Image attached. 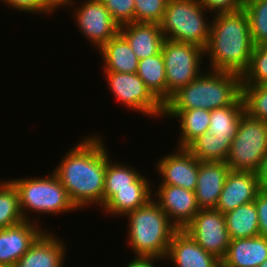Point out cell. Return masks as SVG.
<instances>
[{
    "label": "cell",
    "mask_w": 267,
    "mask_h": 267,
    "mask_svg": "<svg viewBox=\"0 0 267 267\" xmlns=\"http://www.w3.org/2000/svg\"><path fill=\"white\" fill-rule=\"evenodd\" d=\"M83 139V140H82ZM66 152L53 173L80 210L103 206L106 164L110 152L99 134L85 136Z\"/></svg>",
    "instance_id": "obj_1"
},
{
    "label": "cell",
    "mask_w": 267,
    "mask_h": 267,
    "mask_svg": "<svg viewBox=\"0 0 267 267\" xmlns=\"http://www.w3.org/2000/svg\"><path fill=\"white\" fill-rule=\"evenodd\" d=\"M210 34L204 54L209 65L207 69L232 72L241 75L247 70L254 43L250 32L247 12L212 14Z\"/></svg>",
    "instance_id": "obj_2"
},
{
    "label": "cell",
    "mask_w": 267,
    "mask_h": 267,
    "mask_svg": "<svg viewBox=\"0 0 267 267\" xmlns=\"http://www.w3.org/2000/svg\"><path fill=\"white\" fill-rule=\"evenodd\" d=\"M241 97V75L207 69L171 96L164 104L163 118L173 119L180 110H213L234 105Z\"/></svg>",
    "instance_id": "obj_3"
},
{
    "label": "cell",
    "mask_w": 267,
    "mask_h": 267,
    "mask_svg": "<svg viewBox=\"0 0 267 267\" xmlns=\"http://www.w3.org/2000/svg\"><path fill=\"white\" fill-rule=\"evenodd\" d=\"M127 241L134 256L165 259L173 234L178 228L166 213L151 199L146 205L128 212Z\"/></svg>",
    "instance_id": "obj_4"
},
{
    "label": "cell",
    "mask_w": 267,
    "mask_h": 267,
    "mask_svg": "<svg viewBox=\"0 0 267 267\" xmlns=\"http://www.w3.org/2000/svg\"><path fill=\"white\" fill-rule=\"evenodd\" d=\"M8 180L17 189L20 210L23 218L27 221L31 220L40 224L39 217L43 214L52 216L79 211L53 172H50L48 176L44 175V177H21ZM32 212L36 216L38 214L39 217L29 218ZM28 213L30 214L28 215Z\"/></svg>",
    "instance_id": "obj_5"
},
{
    "label": "cell",
    "mask_w": 267,
    "mask_h": 267,
    "mask_svg": "<svg viewBox=\"0 0 267 267\" xmlns=\"http://www.w3.org/2000/svg\"><path fill=\"white\" fill-rule=\"evenodd\" d=\"M206 13L213 14L199 0H168L159 23L164 38L195 44L205 49L211 25Z\"/></svg>",
    "instance_id": "obj_6"
},
{
    "label": "cell",
    "mask_w": 267,
    "mask_h": 267,
    "mask_svg": "<svg viewBox=\"0 0 267 267\" xmlns=\"http://www.w3.org/2000/svg\"><path fill=\"white\" fill-rule=\"evenodd\" d=\"M267 154V121L243 113L226 164L232 171L257 173Z\"/></svg>",
    "instance_id": "obj_7"
},
{
    "label": "cell",
    "mask_w": 267,
    "mask_h": 267,
    "mask_svg": "<svg viewBox=\"0 0 267 267\" xmlns=\"http://www.w3.org/2000/svg\"><path fill=\"white\" fill-rule=\"evenodd\" d=\"M161 53L166 70L167 102L175 92L203 72L201 65L205 54L200 46L169 39L163 41Z\"/></svg>",
    "instance_id": "obj_8"
},
{
    "label": "cell",
    "mask_w": 267,
    "mask_h": 267,
    "mask_svg": "<svg viewBox=\"0 0 267 267\" xmlns=\"http://www.w3.org/2000/svg\"><path fill=\"white\" fill-rule=\"evenodd\" d=\"M110 93L128 110L146 117L163 118L164 105L151 93L137 73L103 71Z\"/></svg>",
    "instance_id": "obj_9"
},
{
    "label": "cell",
    "mask_w": 267,
    "mask_h": 267,
    "mask_svg": "<svg viewBox=\"0 0 267 267\" xmlns=\"http://www.w3.org/2000/svg\"><path fill=\"white\" fill-rule=\"evenodd\" d=\"M62 8L74 10L72 17H74L77 29L92 43V47H96V50H100L120 32V26L101 0H83L80 3L76 0H63Z\"/></svg>",
    "instance_id": "obj_10"
},
{
    "label": "cell",
    "mask_w": 267,
    "mask_h": 267,
    "mask_svg": "<svg viewBox=\"0 0 267 267\" xmlns=\"http://www.w3.org/2000/svg\"><path fill=\"white\" fill-rule=\"evenodd\" d=\"M183 230L207 252L220 260L225 257L230 237L222 212L216 209H200Z\"/></svg>",
    "instance_id": "obj_11"
},
{
    "label": "cell",
    "mask_w": 267,
    "mask_h": 267,
    "mask_svg": "<svg viewBox=\"0 0 267 267\" xmlns=\"http://www.w3.org/2000/svg\"><path fill=\"white\" fill-rule=\"evenodd\" d=\"M168 154V155H167ZM156 161L155 170L160 180L157 186H179L186 190L195 191L199 161L186 149L175 148Z\"/></svg>",
    "instance_id": "obj_12"
},
{
    "label": "cell",
    "mask_w": 267,
    "mask_h": 267,
    "mask_svg": "<svg viewBox=\"0 0 267 267\" xmlns=\"http://www.w3.org/2000/svg\"><path fill=\"white\" fill-rule=\"evenodd\" d=\"M152 186L154 187L152 199L155 200L178 229H183L200 210L196 201L195 191L186 190L175 185L157 186L158 190L155 189L156 186Z\"/></svg>",
    "instance_id": "obj_13"
},
{
    "label": "cell",
    "mask_w": 267,
    "mask_h": 267,
    "mask_svg": "<svg viewBox=\"0 0 267 267\" xmlns=\"http://www.w3.org/2000/svg\"><path fill=\"white\" fill-rule=\"evenodd\" d=\"M24 220L19 224L0 229V265H15L36 239L48 228Z\"/></svg>",
    "instance_id": "obj_14"
},
{
    "label": "cell",
    "mask_w": 267,
    "mask_h": 267,
    "mask_svg": "<svg viewBox=\"0 0 267 267\" xmlns=\"http://www.w3.org/2000/svg\"><path fill=\"white\" fill-rule=\"evenodd\" d=\"M165 261H171L175 267H221V260L197 244L183 229L173 234Z\"/></svg>",
    "instance_id": "obj_15"
},
{
    "label": "cell",
    "mask_w": 267,
    "mask_h": 267,
    "mask_svg": "<svg viewBox=\"0 0 267 267\" xmlns=\"http://www.w3.org/2000/svg\"><path fill=\"white\" fill-rule=\"evenodd\" d=\"M259 191L257 173L230 170L219 196L216 210L225 214L240 205L253 202Z\"/></svg>",
    "instance_id": "obj_16"
},
{
    "label": "cell",
    "mask_w": 267,
    "mask_h": 267,
    "mask_svg": "<svg viewBox=\"0 0 267 267\" xmlns=\"http://www.w3.org/2000/svg\"><path fill=\"white\" fill-rule=\"evenodd\" d=\"M52 233L46 229L14 267H64L67 244L55 232Z\"/></svg>",
    "instance_id": "obj_17"
},
{
    "label": "cell",
    "mask_w": 267,
    "mask_h": 267,
    "mask_svg": "<svg viewBox=\"0 0 267 267\" xmlns=\"http://www.w3.org/2000/svg\"><path fill=\"white\" fill-rule=\"evenodd\" d=\"M229 171L226 162L199 161L195 196L200 209H216Z\"/></svg>",
    "instance_id": "obj_18"
},
{
    "label": "cell",
    "mask_w": 267,
    "mask_h": 267,
    "mask_svg": "<svg viewBox=\"0 0 267 267\" xmlns=\"http://www.w3.org/2000/svg\"><path fill=\"white\" fill-rule=\"evenodd\" d=\"M120 33L126 38L138 60L159 54L165 40L160 25L157 23L124 24L120 26Z\"/></svg>",
    "instance_id": "obj_19"
},
{
    "label": "cell",
    "mask_w": 267,
    "mask_h": 267,
    "mask_svg": "<svg viewBox=\"0 0 267 267\" xmlns=\"http://www.w3.org/2000/svg\"><path fill=\"white\" fill-rule=\"evenodd\" d=\"M267 259V237L230 240L221 267H259Z\"/></svg>",
    "instance_id": "obj_20"
},
{
    "label": "cell",
    "mask_w": 267,
    "mask_h": 267,
    "mask_svg": "<svg viewBox=\"0 0 267 267\" xmlns=\"http://www.w3.org/2000/svg\"><path fill=\"white\" fill-rule=\"evenodd\" d=\"M144 175L146 174L140 173L139 169L133 168L132 165L112 162V159H109L106 164L103 205L115 194V189L153 188V183Z\"/></svg>",
    "instance_id": "obj_21"
},
{
    "label": "cell",
    "mask_w": 267,
    "mask_h": 267,
    "mask_svg": "<svg viewBox=\"0 0 267 267\" xmlns=\"http://www.w3.org/2000/svg\"><path fill=\"white\" fill-rule=\"evenodd\" d=\"M104 71L136 73L139 60L126 38L119 32L100 50Z\"/></svg>",
    "instance_id": "obj_22"
},
{
    "label": "cell",
    "mask_w": 267,
    "mask_h": 267,
    "mask_svg": "<svg viewBox=\"0 0 267 267\" xmlns=\"http://www.w3.org/2000/svg\"><path fill=\"white\" fill-rule=\"evenodd\" d=\"M230 240L259 236V222L255 202L240 205L224 214Z\"/></svg>",
    "instance_id": "obj_23"
},
{
    "label": "cell",
    "mask_w": 267,
    "mask_h": 267,
    "mask_svg": "<svg viewBox=\"0 0 267 267\" xmlns=\"http://www.w3.org/2000/svg\"><path fill=\"white\" fill-rule=\"evenodd\" d=\"M152 189H115V194L101 207V211L105 212L106 216L109 214L114 217H124L128 212L146 205L153 197Z\"/></svg>",
    "instance_id": "obj_24"
},
{
    "label": "cell",
    "mask_w": 267,
    "mask_h": 267,
    "mask_svg": "<svg viewBox=\"0 0 267 267\" xmlns=\"http://www.w3.org/2000/svg\"><path fill=\"white\" fill-rule=\"evenodd\" d=\"M244 112L245 107L242 97L234 105L210 110L208 132L219 139H230L232 141Z\"/></svg>",
    "instance_id": "obj_25"
},
{
    "label": "cell",
    "mask_w": 267,
    "mask_h": 267,
    "mask_svg": "<svg viewBox=\"0 0 267 267\" xmlns=\"http://www.w3.org/2000/svg\"><path fill=\"white\" fill-rule=\"evenodd\" d=\"M173 118L179 121L177 148H187L195 139L208 131L210 110H180Z\"/></svg>",
    "instance_id": "obj_26"
},
{
    "label": "cell",
    "mask_w": 267,
    "mask_h": 267,
    "mask_svg": "<svg viewBox=\"0 0 267 267\" xmlns=\"http://www.w3.org/2000/svg\"><path fill=\"white\" fill-rule=\"evenodd\" d=\"M136 73L151 93L164 105L166 103V70L162 53L139 60Z\"/></svg>",
    "instance_id": "obj_27"
},
{
    "label": "cell",
    "mask_w": 267,
    "mask_h": 267,
    "mask_svg": "<svg viewBox=\"0 0 267 267\" xmlns=\"http://www.w3.org/2000/svg\"><path fill=\"white\" fill-rule=\"evenodd\" d=\"M230 139H219L208 131L195 139L186 149L198 160L207 162H226Z\"/></svg>",
    "instance_id": "obj_28"
},
{
    "label": "cell",
    "mask_w": 267,
    "mask_h": 267,
    "mask_svg": "<svg viewBox=\"0 0 267 267\" xmlns=\"http://www.w3.org/2000/svg\"><path fill=\"white\" fill-rule=\"evenodd\" d=\"M3 181V182H2ZM19 206L17 189L7 179L0 181V229L7 228L24 221Z\"/></svg>",
    "instance_id": "obj_29"
},
{
    "label": "cell",
    "mask_w": 267,
    "mask_h": 267,
    "mask_svg": "<svg viewBox=\"0 0 267 267\" xmlns=\"http://www.w3.org/2000/svg\"><path fill=\"white\" fill-rule=\"evenodd\" d=\"M255 46L267 44V0H252L244 5Z\"/></svg>",
    "instance_id": "obj_30"
},
{
    "label": "cell",
    "mask_w": 267,
    "mask_h": 267,
    "mask_svg": "<svg viewBox=\"0 0 267 267\" xmlns=\"http://www.w3.org/2000/svg\"><path fill=\"white\" fill-rule=\"evenodd\" d=\"M242 98L249 116L267 121V84L242 85Z\"/></svg>",
    "instance_id": "obj_31"
},
{
    "label": "cell",
    "mask_w": 267,
    "mask_h": 267,
    "mask_svg": "<svg viewBox=\"0 0 267 267\" xmlns=\"http://www.w3.org/2000/svg\"><path fill=\"white\" fill-rule=\"evenodd\" d=\"M241 80L242 85L267 84V44L254 46L249 66Z\"/></svg>",
    "instance_id": "obj_32"
},
{
    "label": "cell",
    "mask_w": 267,
    "mask_h": 267,
    "mask_svg": "<svg viewBox=\"0 0 267 267\" xmlns=\"http://www.w3.org/2000/svg\"><path fill=\"white\" fill-rule=\"evenodd\" d=\"M7 4L11 9L16 10L17 12H26L29 15L39 14L50 15L55 11L63 7V0H1Z\"/></svg>",
    "instance_id": "obj_33"
},
{
    "label": "cell",
    "mask_w": 267,
    "mask_h": 267,
    "mask_svg": "<svg viewBox=\"0 0 267 267\" xmlns=\"http://www.w3.org/2000/svg\"><path fill=\"white\" fill-rule=\"evenodd\" d=\"M168 0H134V22L159 24Z\"/></svg>",
    "instance_id": "obj_34"
},
{
    "label": "cell",
    "mask_w": 267,
    "mask_h": 267,
    "mask_svg": "<svg viewBox=\"0 0 267 267\" xmlns=\"http://www.w3.org/2000/svg\"><path fill=\"white\" fill-rule=\"evenodd\" d=\"M119 26L134 22V0H101Z\"/></svg>",
    "instance_id": "obj_35"
},
{
    "label": "cell",
    "mask_w": 267,
    "mask_h": 267,
    "mask_svg": "<svg viewBox=\"0 0 267 267\" xmlns=\"http://www.w3.org/2000/svg\"><path fill=\"white\" fill-rule=\"evenodd\" d=\"M204 8L209 12L223 13L234 12L244 9V4L241 0H199Z\"/></svg>",
    "instance_id": "obj_36"
},
{
    "label": "cell",
    "mask_w": 267,
    "mask_h": 267,
    "mask_svg": "<svg viewBox=\"0 0 267 267\" xmlns=\"http://www.w3.org/2000/svg\"><path fill=\"white\" fill-rule=\"evenodd\" d=\"M254 202L258 214L259 235L267 237V192L260 190Z\"/></svg>",
    "instance_id": "obj_37"
},
{
    "label": "cell",
    "mask_w": 267,
    "mask_h": 267,
    "mask_svg": "<svg viewBox=\"0 0 267 267\" xmlns=\"http://www.w3.org/2000/svg\"><path fill=\"white\" fill-rule=\"evenodd\" d=\"M165 261L160 257H146V256H135L134 259L125 264L126 267H159L155 265V261Z\"/></svg>",
    "instance_id": "obj_38"
},
{
    "label": "cell",
    "mask_w": 267,
    "mask_h": 267,
    "mask_svg": "<svg viewBox=\"0 0 267 267\" xmlns=\"http://www.w3.org/2000/svg\"><path fill=\"white\" fill-rule=\"evenodd\" d=\"M257 174L260 190L267 192V154L264 156Z\"/></svg>",
    "instance_id": "obj_39"
},
{
    "label": "cell",
    "mask_w": 267,
    "mask_h": 267,
    "mask_svg": "<svg viewBox=\"0 0 267 267\" xmlns=\"http://www.w3.org/2000/svg\"><path fill=\"white\" fill-rule=\"evenodd\" d=\"M259 267H267V259Z\"/></svg>",
    "instance_id": "obj_40"
},
{
    "label": "cell",
    "mask_w": 267,
    "mask_h": 267,
    "mask_svg": "<svg viewBox=\"0 0 267 267\" xmlns=\"http://www.w3.org/2000/svg\"><path fill=\"white\" fill-rule=\"evenodd\" d=\"M242 1V3L245 5V4H247L248 2H250V1H252V0H241Z\"/></svg>",
    "instance_id": "obj_41"
},
{
    "label": "cell",
    "mask_w": 267,
    "mask_h": 267,
    "mask_svg": "<svg viewBox=\"0 0 267 267\" xmlns=\"http://www.w3.org/2000/svg\"><path fill=\"white\" fill-rule=\"evenodd\" d=\"M0 267H14L13 265H3L1 264Z\"/></svg>",
    "instance_id": "obj_42"
}]
</instances>
